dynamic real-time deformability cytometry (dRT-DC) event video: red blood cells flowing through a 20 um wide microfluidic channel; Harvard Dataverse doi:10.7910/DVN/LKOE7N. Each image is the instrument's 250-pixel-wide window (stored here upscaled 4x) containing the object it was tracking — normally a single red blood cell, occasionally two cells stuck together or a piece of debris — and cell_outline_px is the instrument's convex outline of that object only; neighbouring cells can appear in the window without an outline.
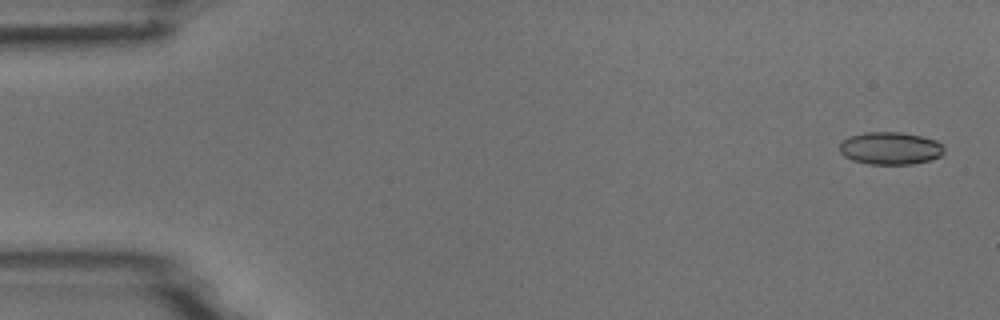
{"species": "common noctule bat (a hibernating species)", "species_latin": "Nyctalus noctula", "temperature_condition": "room temperature", "stored_images_in_passage": 5, "camera_frame_rate_fps": 3000, "um_per_image_px": 0.085, "animal": {"sex": "male", "body_mass_g": 18.8}, "frame": {"image": 1, "passage_image": 1, "time_ms": 0.0, "image_size_px": [1000, 320], "cell_outline_px": [[944, 152], [940, 156], [932, 160], [912, 164], [868, 164], [852, 160], [844, 156], [840, 152], [840, 144], [844, 140], [852, 136], [864, 132], [900, 132], [920, 136], [936, 140], [944, 148]], "centroid_in_image_um": [75.69, 12.61], "position_along_channel_um": 9.3, "area_um2": 19.77}}
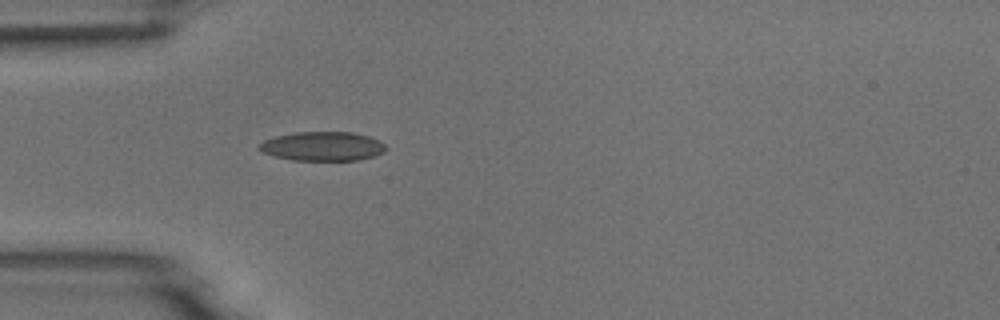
{"frame": {"image": 2, "passage_image": 5, "time_ms": 1.333, "image_size_px": [1000, 320], "cell_outline_px": [[388, 148], [384, 152], [376, 156], [360, 160], [292, 160], [276, 156], [264, 152], [260, 148], [260, 144], [264, 140], [276, 136], [296, 132], [352, 132], [368, 136], [380, 140]], "centroid_in_image_um": [27.5, 12.43], "position_along_channel_um": 57.5, "area_um2": 21.44}}